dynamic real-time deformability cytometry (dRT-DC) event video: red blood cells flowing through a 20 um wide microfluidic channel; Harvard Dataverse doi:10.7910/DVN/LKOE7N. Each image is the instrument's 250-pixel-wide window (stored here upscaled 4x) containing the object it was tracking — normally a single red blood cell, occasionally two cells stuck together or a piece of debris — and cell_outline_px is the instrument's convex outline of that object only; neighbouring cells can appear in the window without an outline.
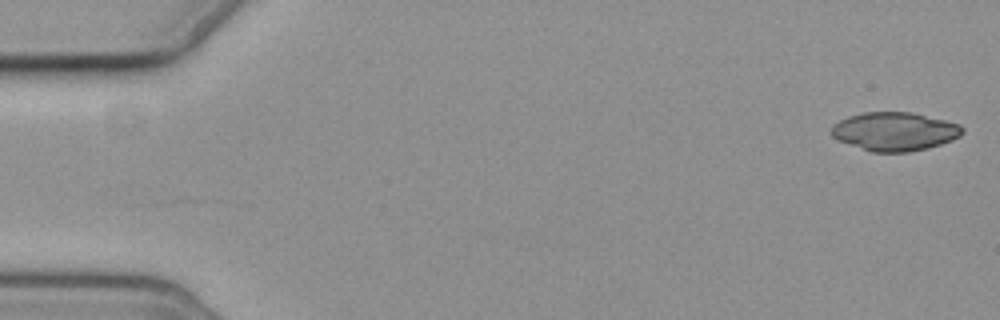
{"species": "common noctule bat (a hibernating species)", "species_latin": "Nyctalus noctula", "temperature_condition": "cold", "stored_images_in_passage": 6, "camera_frame_rate_fps": 3000, "um_per_image_px": 0.085, "animal": {"sex": "female", "body_mass_g": 19.3, "forearm_length_mm": 54.1}, "frame": {"image": 1, "passage_image": 1, "time_ms": 0.0, "image_size_px": [1000, 320], "cell_outline_px": [[964, 132], [960, 136], [952, 140], [928, 148], [908, 152], [872, 152], [836, 140], [828, 132], [832, 124], [848, 116], [864, 112], [912, 112], [960, 124], [964, 128]], "centroid_in_image_um": [76.01, 11.17], "position_along_channel_um": 9.0, "area_um2": 29.71}}